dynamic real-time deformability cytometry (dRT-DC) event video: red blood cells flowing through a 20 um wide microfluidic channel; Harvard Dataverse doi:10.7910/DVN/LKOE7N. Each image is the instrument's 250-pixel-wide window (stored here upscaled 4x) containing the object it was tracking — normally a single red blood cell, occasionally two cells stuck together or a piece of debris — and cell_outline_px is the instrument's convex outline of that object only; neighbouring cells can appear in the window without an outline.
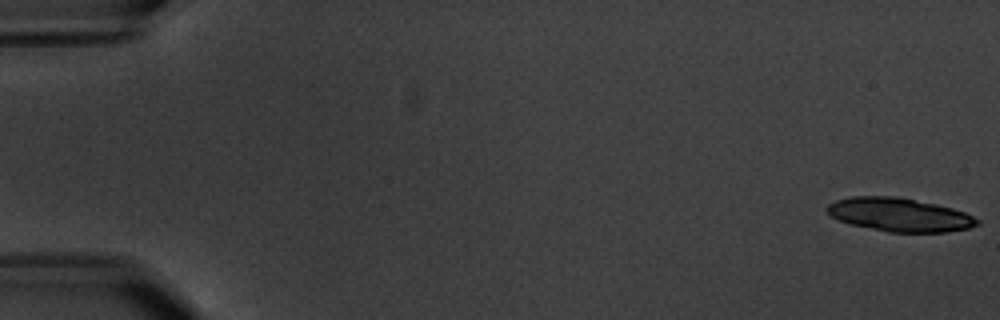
{"species": "common noctule bat (a hibernating species)", "species_latin": "Nyctalus noctula", "temperature_condition": "warm", "stored_images_in_passage": 16, "camera_frame_rate_fps": 3000, "um_per_image_px": 0.085, "animal": {"sex": "male", "body_mass_g": 20.1, "forearm_length_mm": 53.5}, "frame": {"image": 1, "passage_image": 1, "time_ms": 0.0, "image_size_px": [1000, 320], "cell_outline_px": [[980, 224], [968, 228], [944, 232], [888, 232], [848, 224], [836, 220], [824, 208], [828, 204], [836, 200], [852, 196], [896, 196], [936, 204], [952, 208], [964, 212], [980, 220]], "centroid_in_image_um": [76.41, 18.25], "position_along_channel_um": 8.6, "area_um2": 29.42}, "authors_computed_cell_mechanics": {"area_um2": 21.097, "velocity_mm_per_s": 3.3794, "shape_relaxation_time_tau1_ms": 2.6989, "shape_relaxation_time_tau2_ms": 1.1638, "deformation_change_tau1": 0.1162, "deformation_change_tau2": 0.0357}}